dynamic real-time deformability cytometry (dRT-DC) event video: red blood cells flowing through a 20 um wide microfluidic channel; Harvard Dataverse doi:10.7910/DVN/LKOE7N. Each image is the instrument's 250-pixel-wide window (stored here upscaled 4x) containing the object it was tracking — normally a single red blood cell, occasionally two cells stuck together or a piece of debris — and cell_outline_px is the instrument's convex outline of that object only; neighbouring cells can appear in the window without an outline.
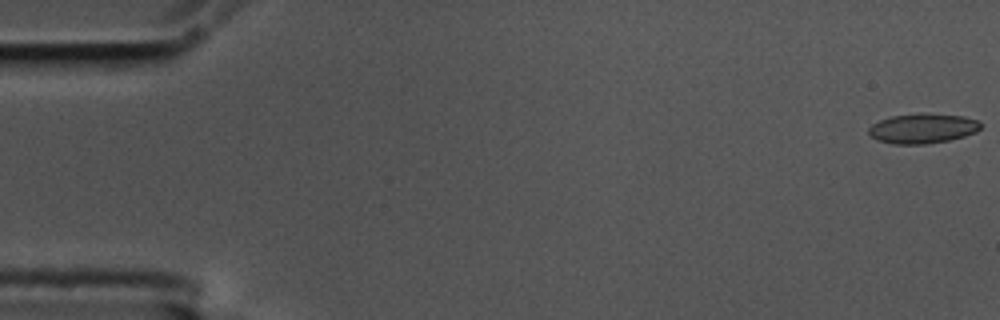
{"species": "common noctule bat (a hibernating species)", "species_latin": "Nyctalus noctula", "temperature_condition": "cold", "stored_images_in_passage": 8, "camera_frame_rate_fps": 3000, "um_per_image_px": 0.085, "animal": {"sex": "male", "body_mass_g": 17.5, "forearm_length_mm": 52.3}, "frame": {"image": 1, "passage_image": 1, "time_ms": 0.0, "image_size_px": [1000, 320], "cell_outline_px": [[980, 128], [976, 132], [964, 136], [948, 140], [924, 144], [892, 144], [876, 140], [868, 132], [868, 128], [872, 124], [880, 120], [892, 116], [964, 116], [980, 120]], "centroid_in_image_um": [78.41, 10.97], "position_along_channel_um": 6.6, "area_um2": 18.61}}